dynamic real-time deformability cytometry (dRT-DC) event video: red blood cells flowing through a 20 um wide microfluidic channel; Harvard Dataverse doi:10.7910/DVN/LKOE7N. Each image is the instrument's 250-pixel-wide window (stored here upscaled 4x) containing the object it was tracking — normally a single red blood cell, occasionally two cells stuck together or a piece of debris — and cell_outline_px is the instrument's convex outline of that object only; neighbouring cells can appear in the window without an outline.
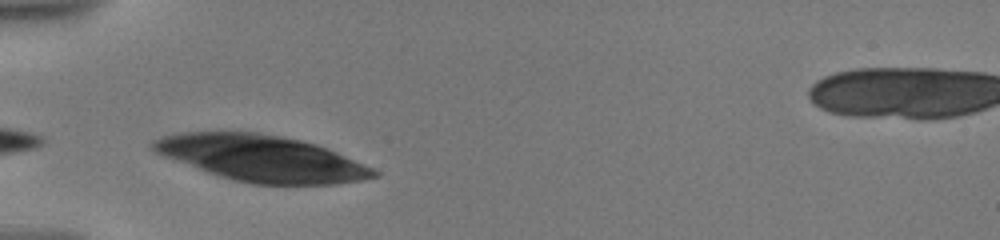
{"species": "human", "species_latin": "Homo sapiens", "temperature_condition": "warm", "stored_images_in_passage": 6, "camera_frame_rate_fps": 3000, "um_per_image_px": 0.085, "donor": {"sex": "male"}, "frame": {"image": 1, "passage_image": 1, "time_ms": 0.0, "image_size_px": [1000, 240], "cell_outline_px": [[380, 176], [364, 180], [336, 184], [252, 184], [232, 180], [204, 172], [164, 156], [156, 152], [148, 144], [152, 140], [160, 136], [180, 132], [260, 132], [300, 140], [316, 144], [328, 148], [364, 164], [380, 172]], "centroid_in_image_um": [22.21, 13.46], "position_along_channel_um": 62.8, "area_um2": 59.71}}
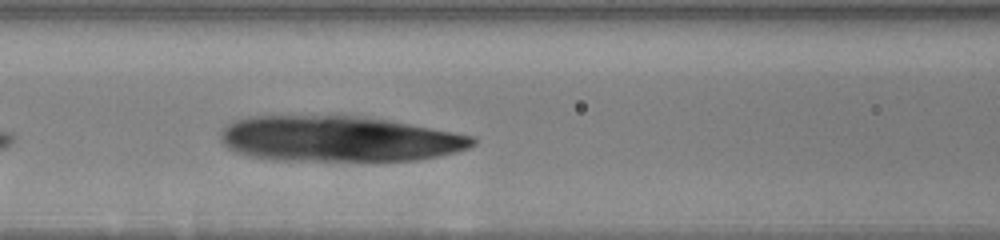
{"frame": {"image": 2, "passage_image": 6, "time_ms": 2.333, "image_size_px": [1000, 240], "cell_outline_px": [[476, 144], [468, 148], [436, 156], [416, 160], [268, 160], [236, 152], [228, 148], [220, 140], [220, 132], [228, 124], [236, 120], [248, 116], [340, 112], [388, 120], [476, 136]], "centroid_in_image_um": [28.74, 11.75], "position_along_channel_um": 137.9, "area_um2": 68.49}}